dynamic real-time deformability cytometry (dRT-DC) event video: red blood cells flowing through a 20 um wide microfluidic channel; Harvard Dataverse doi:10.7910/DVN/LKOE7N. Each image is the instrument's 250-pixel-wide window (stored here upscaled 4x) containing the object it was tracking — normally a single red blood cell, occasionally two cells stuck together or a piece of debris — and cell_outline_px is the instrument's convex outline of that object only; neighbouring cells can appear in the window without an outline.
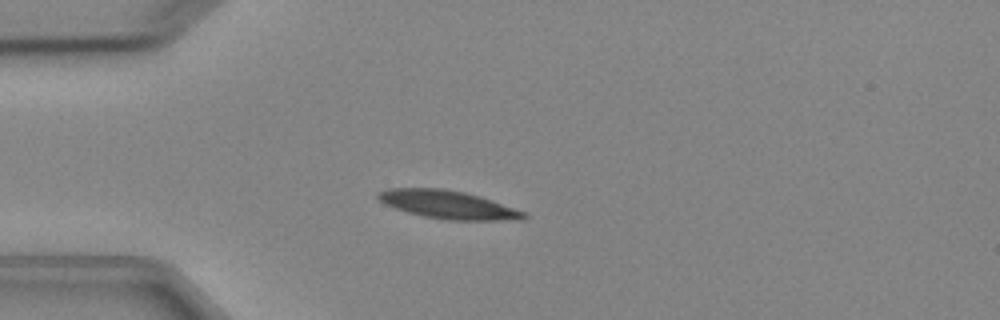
{"species": "Egyptian fruit bat (a non-hibernating species)", "species_latin": "Rousettus aegyptiacus", "temperature_condition": "cold", "stored_images_in_passage": 4, "camera_frame_rate_fps": 3000, "um_per_image_px": 0.085, "animal": {"sex": "female"}, "frame": {"image": 1, "passage_image": 3, "time_ms": 2.667, "image_size_px": [1000, 320], "cell_outline_px": [[528, 216], [524, 220], [444, 220], [424, 216], [408, 212], [384, 204], [376, 196], [376, 192], [388, 188], [444, 188], [464, 192], [480, 196], [528, 212]], "centroid_in_image_um": [38.12, 17.39], "position_along_channel_um": 46.9, "area_um2": 24.16}}